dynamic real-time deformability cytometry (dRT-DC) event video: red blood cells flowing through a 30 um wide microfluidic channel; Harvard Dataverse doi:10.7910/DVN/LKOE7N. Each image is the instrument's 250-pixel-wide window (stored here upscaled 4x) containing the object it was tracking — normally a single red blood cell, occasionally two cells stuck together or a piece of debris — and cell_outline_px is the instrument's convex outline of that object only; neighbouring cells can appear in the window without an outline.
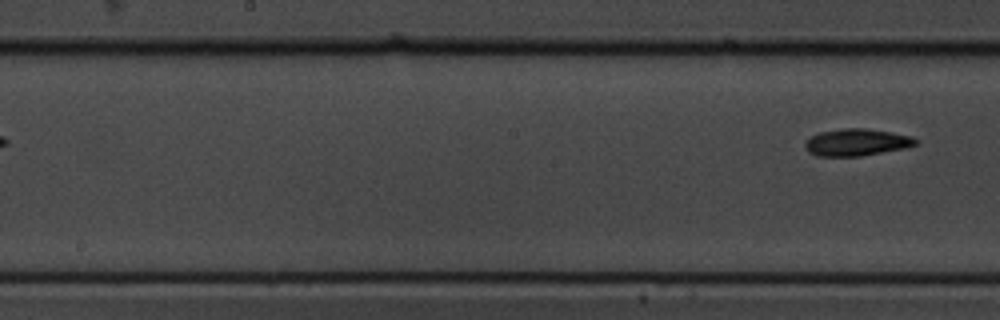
{"species": "common noctule bat (a hibernating species)", "species_latin": "Nyctalus noctula", "temperature_condition": "cold", "stored_images_in_passage": 10, "camera_frame_rate_fps": 3000, "um_per_image_px": 0.085, "animal": {"sex": "male", "body_mass_g": 19.5, "forearm_length_mm": 54.6}, "frame": {"image": 1, "passage_image": 10, "time_ms": 3.0, "image_size_px": [1000, 320], "cell_outline_px": [[920, 140], [916, 144], [904, 148], [860, 156], [816, 156], [808, 152], [804, 148], [804, 144], [812, 136], [820, 132], [844, 128], [864, 128], [892, 132], [912, 136]], "centroid_in_image_um": [72.81, 12.09], "position_along_channel_um": 175.4, "area_um2": 17.4}}